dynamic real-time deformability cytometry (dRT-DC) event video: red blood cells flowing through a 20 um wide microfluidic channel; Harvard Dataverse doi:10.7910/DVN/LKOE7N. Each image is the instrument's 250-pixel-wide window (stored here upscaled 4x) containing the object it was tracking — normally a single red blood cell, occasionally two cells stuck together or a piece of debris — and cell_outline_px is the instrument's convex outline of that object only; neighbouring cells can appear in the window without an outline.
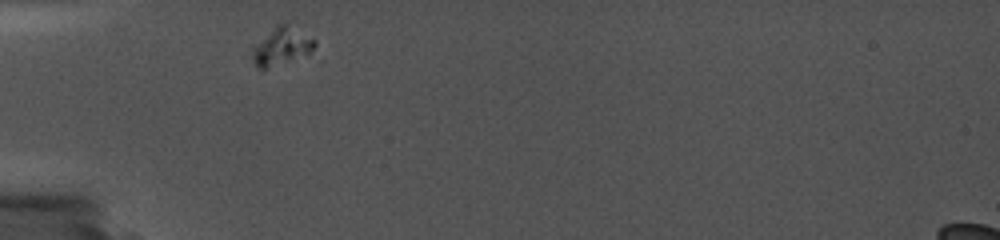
{"species": "common noctule bat (a hibernating species)", "species_latin": "Nyctalus noctula", "temperature_condition": "cold", "stored_images_in_passage": 28, "segment_of_instrument_passage": [1, 2], "camera_frame_rate_fps": 5000, "um_per_image_px": 0.085, "animal": {"sex": "female", "body_mass_g": 19.0, "forearm_length_mm": 56.7}, "frame": {"image": 1, "passage_image": 1, "time_ms": 0.0, "image_size_px": [1000, 240], "cell_outline_px": [[316, 44], [308, 52], [264, 68], [260, 68], [256, 64], [252, 56], [252, 48], [276, 24], [284, 20], [316, 40]], "centroid_in_image_um": [23.93, 3.83], "position_along_channel_um": 61.1, "area_um2": 13.01}}
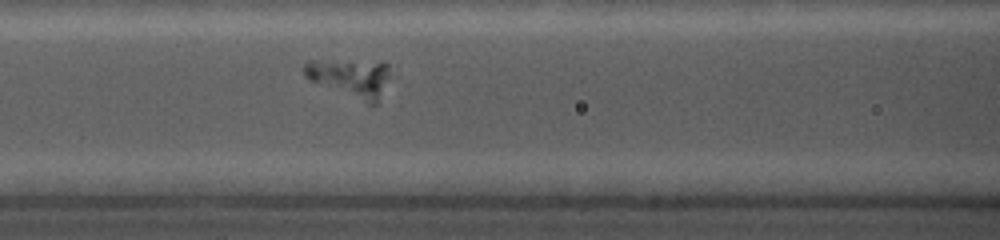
{"frame": {"image": 2, "passage_image": 5, "time_ms": 2.4, "image_size_px": [1000, 240], "cell_outline_px": [[388, 76], [376, 104], [368, 104], [308, 80], [304, 76], [304, 64], [308, 60], [312, 60], [388, 64]], "centroid_in_image_um": [29.7, 6.64], "position_along_channel_um": 136.9, "area_um2": 18.38}}
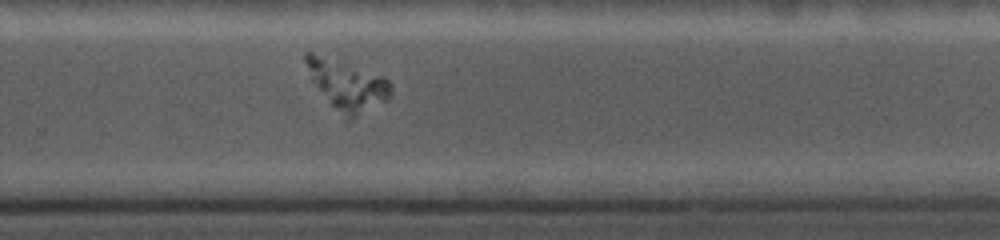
{"frame": {"image": 3, "passage_image": 16, "time_ms": 7.0, "image_size_px": [1000, 240], "cell_outline_px": [[392, 92], [384, 100], [344, 124], [312, 80], [304, 60], [304, 52], [312, 52], [384, 76], [392, 84]], "centroid_in_image_um": [29.48, 7.28], "position_along_channel_um": 300.3, "area_um2": 24.62}}